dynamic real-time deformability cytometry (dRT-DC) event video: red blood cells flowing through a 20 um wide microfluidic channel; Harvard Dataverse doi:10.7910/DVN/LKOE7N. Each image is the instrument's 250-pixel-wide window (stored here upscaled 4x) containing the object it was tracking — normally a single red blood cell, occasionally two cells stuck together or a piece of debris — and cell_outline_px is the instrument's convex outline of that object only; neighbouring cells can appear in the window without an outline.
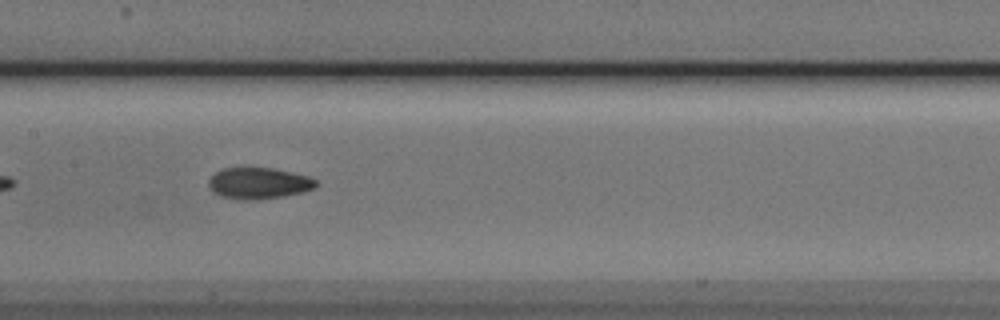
{"species": "Egyptian fruit bat (a non-hibernating species)", "species_latin": "Rousettus aegyptiacus", "temperature_condition": "cold", "stored_images_in_passage": 40, "camera_frame_rate_fps": 3000, "um_per_image_px": 0.085, "animal": {"sex": "male"}, "frame": {"image": 1, "passage_image": 12, "time_ms": 3.667, "image_size_px": [1000, 320], "cell_outline_px": [[316, 188], [304, 192], [256, 200], [248, 200], [220, 196], [208, 184], [208, 180], [216, 172], [224, 168], [272, 168], [308, 176], [316, 180]], "centroid_in_image_um": [22.01, 15.57], "position_along_channel_um": 185.4, "area_um2": 19.25}}
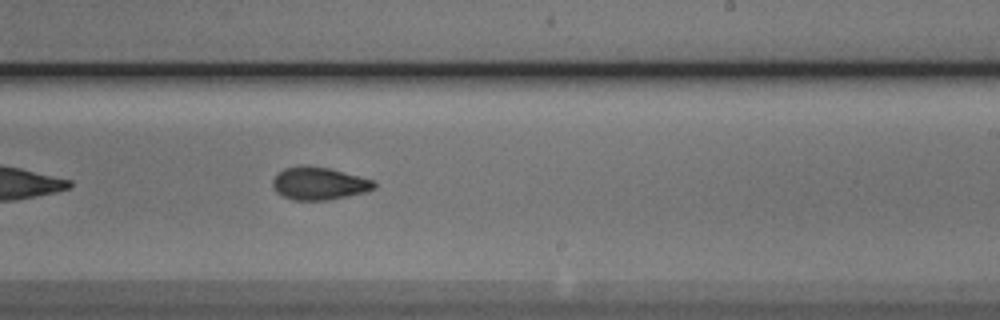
{"frame": {"image": 2, "passage_image": 18, "time_ms": 5.667, "image_size_px": [1000, 320], "cell_outline_px": [[376, 188], [364, 192], [348, 196], [328, 200], [292, 200], [276, 192], [272, 188], [272, 180], [284, 168], [300, 164], [308, 164], [328, 168], [372, 180], [376, 184]], "centroid_in_image_um": [27.07, 15.59], "position_along_channel_um": 261.9, "area_um2": 19.36}}
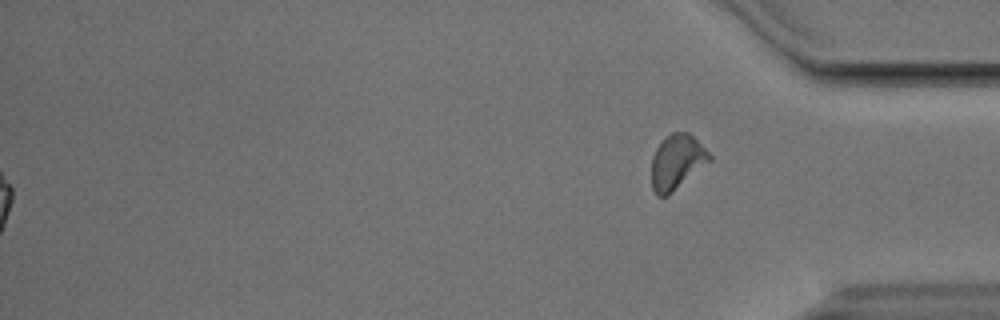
{"frame": {"image": 3, "passage_image": 40, "time_ms": 13.0, "image_size_px": [1000, 320], "cell_outline_px": [[712, 160], [668, 196], [656, 196], [652, 188], [652, 156], [656, 148], [672, 132], [688, 132], [712, 156]], "centroid_in_image_um": [57.53, 13.8], "position_along_channel_um": 377.7, "area_um2": 18.32}, "authors_computed_cell_mechanics": {"area_um2": 19.2185, "velocity_mm_per_s": 3.8391, "shape_relaxation_time_tau1_ms": 3.9016, "shape_relaxation_time_tau2_ms": 2.3603, "deformation_change_tau1": 0.1364, "deformation_change_tau2": 0.0672}}